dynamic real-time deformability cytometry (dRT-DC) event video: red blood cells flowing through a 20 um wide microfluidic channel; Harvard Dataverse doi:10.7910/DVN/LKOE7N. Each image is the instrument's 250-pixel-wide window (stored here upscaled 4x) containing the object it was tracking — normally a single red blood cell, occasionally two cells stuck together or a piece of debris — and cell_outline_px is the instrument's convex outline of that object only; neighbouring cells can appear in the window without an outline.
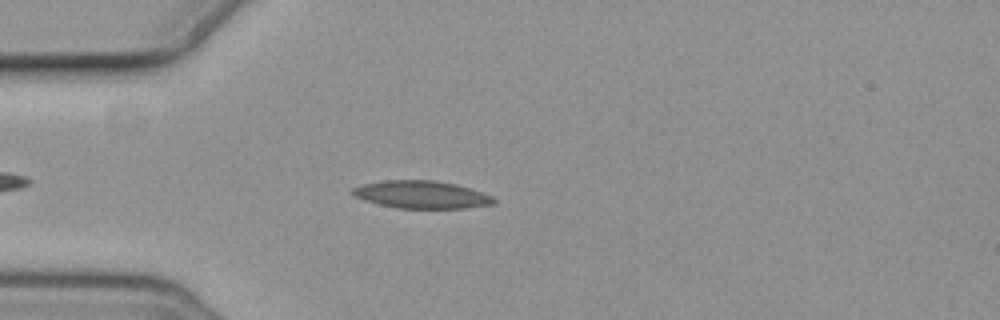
{"species": "common noctule bat (a hibernating species)", "species_latin": "Nyctalus noctula", "temperature_condition": "cold", "stored_images_in_passage": 3, "camera_frame_rate_fps": 3000, "um_per_image_px": 0.085, "animal": {"sex": "female", "body_mass_g": 19.3, "forearm_length_mm": 54.1}, "frame": {"image": 1, "passage_image": 2, "time_ms": 1.333, "image_size_px": [1000, 320], "cell_outline_px": [[496, 204], [468, 208], [396, 208], [364, 200], [356, 196], [352, 192], [352, 188], [364, 184], [384, 180], [436, 180], [456, 184], [492, 196], [496, 200]], "centroid_in_image_um": [35.86, 16.54], "position_along_channel_um": 49.1, "area_um2": 22.6}}